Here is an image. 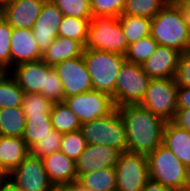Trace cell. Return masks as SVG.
I'll return each mask as SVG.
<instances>
[{"instance_id": "cell-1", "label": "cell", "mask_w": 190, "mask_h": 191, "mask_svg": "<svg viewBox=\"0 0 190 191\" xmlns=\"http://www.w3.org/2000/svg\"><path fill=\"white\" fill-rule=\"evenodd\" d=\"M126 129L127 151L148 155L162 144L165 121L140 104L118 107Z\"/></svg>"}, {"instance_id": "cell-2", "label": "cell", "mask_w": 190, "mask_h": 191, "mask_svg": "<svg viewBox=\"0 0 190 191\" xmlns=\"http://www.w3.org/2000/svg\"><path fill=\"white\" fill-rule=\"evenodd\" d=\"M150 35L161 46L177 49L181 53L190 51V30L177 3L169 1L151 19Z\"/></svg>"}, {"instance_id": "cell-3", "label": "cell", "mask_w": 190, "mask_h": 191, "mask_svg": "<svg viewBox=\"0 0 190 191\" xmlns=\"http://www.w3.org/2000/svg\"><path fill=\"white\" fill-rule=\"evenodd\" d=\"M82 55L91 76L93 90L113 98L119 71L126 61L124 55L92 48H84Z\"/></svg>"}, {"instance_id": "cell-4", "label": "cell", "mask_w": 190, "mask_h": 191, "mask_svg": "<svg viewBox=\"0 0 190 191\" xmlns=\"http://www.w3.org/2000/svg\"><path fill=\"white\" fill-rule=\"evenodd\" d=\"M147 160L151 180L169 189L189 187L187 167L165 145L161 144L148 154Z\"/></svg>"}, {"instance_id": "cell-5", "label": "cell", "mask_w": 190, "mask_h": 191, "mask_svg": "<svg viewBox=\"0 0 190 191\" xmlns=\"http://www.w3.org/2000/svg\"><path fill=\"white\" fill-rule=\"evenodd\" d=\"M87 144L106 145L127 151V137L124 121L118 108L109 115L81 124Z\"/></svg>"}, {"instance_id": "cell-6", "label": "cell", "mask_w": 190, "mask_h": 191, "mask_svg": "<svg viewBox=\"0 0 190 191\" xmlns=\"http://www.w3.org/2000/svg\"><path fill=\"white\" fill-rule=\"evenodd\" d=\"M128 46L118 17L111 15L92 16L89 23L88 41L84 48L125 55Z\"/></svg>"}, {"instance_id": "cell-7", "label": "cell", "mask_w": 190, "mask_h": 191, "mask_svg": "<svg viewBox=\"0 0 190 191\" xmlns=\"http://www.w3.org/2000/svg\"><path fill=\"white\" fill-rule=\"evenodd\" d=\"M151 78L142 65L125 61L115 84L113 102L116 108L127 104H139L145 96Z\"/></svg>"}, {"instance_id": "cell-8", "label": "cell", "mask_w": 190, "mask_h": 191, "mask_svg": "<svg viewBox=\"0 0 190 191\" xmlns=\"http://www.w3.org/2000/svg\"><path fill=\"white\" fill-rule=\"evenodd\" d=\"M177 90L174 78L151 79L139 104L165 122L173 121L177 112Z\"/></svg>"}, {"instance_id": "cell-9", "label": "cell", "mask_w": 190, "mask_h": 191, "mask_svg": "<svg viewBox=\"0 0 190 191\" xmlns=\"http://www.w3.org/2000/svg\"><path fill=\"white\" fill-rule=\"evenodd\" d=\"M114 169L118 191H141L150 179L147 155L144 154L120 152Z\"/></svg>"}, {"instance_id": "cell-10", "label": "cell", "mask_w": 190, "mask_h": 191, "mask_svg": "<svg viewBox=\"0 0 190 191\" xmlns=\"http://www.w3.org/2000/svg\"><path fill=\"white\" fill-rule=\"evenodd\" d=\"M7 181L18 191H52L42 159L30 153L9 174Z\"/></svg>"}, {"instance_id": "cell-11", "label": "cell", "mask_w": 190, "mask_h": 191, "mask_svg": "<svg viewBox=\"0 0 190 191\" xmlns=\"http://www.w3.org/2000/svg\"><path fill=\"white\" fill-rule=\"evenodd\" d=\"M64 102L81 124L105 117L116 109L113 98L97 90L70 96Z\"/></svg>"}, {"instance_id": "cell-12", "label": "cell", "mask_w": 190, "mask_h": 191, "mask_svg": "<svg viewBox=\"0 0 190 191\" xmlns=\"http://www.w3.org/2000/svg\"><path fill=\"white\" fill-rule=\"evenodd\" d=\"M54 69L62 82L65 98L93 90L83 55L62 61Z\"/></svg>"}, {"instance_id": "cell-13", "label": "cell", "mask_w": 190, "mask_h": 191, "mask_svg": "<svg viewBox=\"0 0 190 191\" xmlns=\"http://www.w3.org/2000/svg\"><path fill=\"white\" fill-rule=\"evenodd\" d=\"M51 68L52 66L41 59L18 64L9 73L24 93L42 94L47 98L48 71Z\"/></svg>"}, {"instance_id": "cell-14", "label": "cell", "mask_w": 190, "mask_h": 191, "mask_svg": "<svg viewBox=\"0 0 190 191\" xmlns=\"http://www.w3.org/2000/svg\"><path fill=\"white\" fill-rule=\"evenodd\" d=\"M62 18L63 14L59 8L51 0H46L32 28L41 53H44L58 36L59 25Z\"/></svg>"}, {"instance_id": "cell-15", "label": "cell", "mask_w": 190, "mask_h": 191, "mask_svg": "<svg viewBox=\"0 0 190 191\" xmlns=\"http://www.w3.org/2000/svg\"><path fill=\"white\" fill-rule=\"evenodd\" d=\"M46 0H16L2 7L1 16L12 28L32 29Z\"/></svg>"}, {"instance_id": "cell-16", "label": "cell", "mask_w": 190, "mask_h": 191, "mask_svg": "<svg viewBox=\"0 0 190 191\" xmlns=\"http://www.w3.org/2000/svg\"><path fill=\"white\" fill-rule=\"evenodd\" d=\"M119 155L120 151L115 148L106 145L87 144L76 161L78 178L86 172L115 167Z\"/></svg>"}, {"instance_id": "cell-17", "label": "cell", "mask_w": 190, "mask_h": 191, "mask_svg": "<svg viewBox=\"0 0 190 191\" xmlns=\"http://www.w3.org/2000/svg\"><path fill=\"white\" fill-rule=\"evenodd\" d=\"M180 55L177 49L158 45L142 67L151 79L174 78Z\"/></svg>"}, {"instance_id": "cell-18", "label": "cell", "mask_w": 190, "mask_h": 191, "mask_svg": "<svg viewBox=\"0 0 190 191\" xmlns=\"http://www.w3.org/2000/svg\"><path fill=\"white\" fill-rule=\"evenodd\" d=\"M11 68L25 63L42 59L32 29L13 28L11 34Z\"/></svg>"}, {"instance_id": "cell-19", "label": "cell", "mask_w": 190, "mask_h": 191, "mask_svg": "<svg viewBox=\"0 0 190 191\" xmlns=\"http://www.w3.org/2000/svg\"><path fill=\"white\" fill-rule=\"evenodd\" d=\"M42 162L53 185H72L78 181L76 162L60 150L43 158Z\"/></svg>"}, {"instance_id": "cell-20", "label": "cell", "mask_w": 190, "mask_h": 191, "mask_svg": "<svg viewBox=\"0 0 190 191\" xmlns=\"http://www.w3.org/2000/svg\"><path fill=\"white\" fill-rule=\"evenodd\" d=\"M162 144L171 150L186 166H190V132L182 129L172 121L166 122L163 130Z\"/></svg>"}, {"instance_id": "cell-21", "label": "cell", "mask_w": 190, "mask_h": 191, "mask_svg": "<svg viewBox=\"0 0 190 191\" xmlns=\"http://www.w3.org/2000/svg\"><path fill=\"white\" fill-rule=\"evenodd\" d=\"M29 154L23 138L0 135V165L9 174Z\"/></svg>"}, {"instance_id": "cell-22", "label": "cell", "mask_w": 190, "mask_h": 191, "mask_svg": "<svg viewBox=\"0 0 190 191\" xmlns=\"http://www.w3.org/2000/svg\"><path fill=\"white\" fill-rule=\"evenodd\" d=\"M84 46L77 40L57 36L52 44L42 53V60L54 67L70 58L81 56Z\"/></svg>"}, {"instance_id": "cell-23", "label": "cell", "mask_w": 190, "mask_h": 191, "mask_svg": "<svg viewBox=\"0 0 190 191\" xmlns=\"http://www.w3.org/2000/svg\"><path fill=\"white\" fill-rule=\"evenodd\" d=\"M78 182L91 191H113L117 189L114 167L82 174Z\"/></svg>"}, {"instance_id": "cell-24", "label": "cell", "mask_w": 190, "mask_h": 191, "mask_svg": "<svg viewBox=\"0 0 190 191\" xmlns=\"http://www.w3.org/2000/svg\"><path fill=\"white\" fill-rule=\"evenodd\" d=\"M26 117L22 107L0 109V135L23 138Z\"/></svg>"}, {"instance_id": "cell-25", "label": "cell", "mask_w": 190, "mask_h": 191, "mask_svg": "<svg viewBox=\"0 0 190 191\" xmlns=\"http://www.w3.org/2000/svg\"><path fill=\"white\" fill-rule=\"evenodd\" d=\"M24 94L9 71L0 72V109L21 107Z\"/></svg>"}, {"instance_id": "cell-26", "label": "cell", "mask_w": 190, "mask_h": 191, "mask_svg": "<svg viewBox=\"0 0 190 191\" xmlns=\"http://www.w3.org/2000/svg\"><path fill=\"white\" fill-rule=\"evenodd\" d=\"M53 129L61 134L81 129L78 117L71 111L65 102L53 103L50 113Z\"/></svg>"}, {"instance_id": "cell-27", "label": "cell", "mask_w": 190, "mask_h": 191, "mask_svg": "<svg viewBox=\"0 0 190 191\" xmlns=\"http://www.w3.org/2000/svg\"><path fill=\"white\" fill-rule=\"evenodd\" d=\"M118 18L128 45L150 35L151 19L126 14L120 15Z\"/></svg>"}, {"instance_id": "cell-28", "label": "cell", "mask_w": 190, "mask_h": 191, "mask_svg": "<svg viewBox=\"0 0 190 191\" xmlns=\"http://www.w3.org/2000/svg\"><path fill=\"white\" fill-rule=\"evenodd\" d=\"M25 132L23 140L28 149L34 146L38 141L49 135L53 130V124L50 116H32L26 117Z\"/></svg>"}, {"instance_id": "cell-29", "label": "cell", "mask_w": 190, "mask_h": 191, "mask_svg": "<svg viewBox=\"0 0 190 191\" xmlns=\"http://www.w3.org/2000/svg\"><path fill=\"white\" fill-rule=\"evenodd\" d=\"M90 21L91 19L63 16L58 36L77 40L85 47L88 41Z\"/></svg>"}, {"instance_id": "cell-30", "label": "cell", "mask_w": 190, "mask_h": 191, "mask_svg": "<svg viewBox=\"0 0 190 191\" xmlns=\"http://www.w3.org/2000/svg\"><path fill=\"white\" fill-rule=\"evenodd\" d=\"M171 0H126L122 14L153 19Z\"/></svg>"}, {"instance_id": "cell-31", "label": "cell", "mask_w": 190, "mask_h": 191, "mask_svg": "<svg viewBox=\"0 0 190 191\" xmlns=\"http://www.w3.org/2000/svg\"><path fill=\"white\" fill-rule=\"evenodd\" d=\"M158 45L159 44L154 38L149 35L137 42L131 43L128 46L124 57L128 62L143 65V63L155 52Z\"/></svg>"}, {"instance_id": "cell-32", "label": "cell", "mask_w": 190, "mask_h": 191, "mask_svg": "<svg viewBox=\"0 0 190 191\" xmlns=\"http://www.w3.org/2000/svg\"><path fill=\"white\" fill-rule=\"evenodd\" d=\"M52 105L42 94L25 93L21 107L25 117L50 116Z\"/></svg>"}, {"instance_id": "cell-33", "label": "cell", "mask_w": 190, "mask_h": 191, "mask_svg": "<svg viewBox=\"0 0 190 191\" xmlns=\"http://www.w3.org/2000/svg\"><path fill=\"white\" fill-rule=\"evenodd\" d=\"M87 142L81 130L62 135L60 151L75 162L85 150Z\"/></svg>"}, {"instance_id": "cell-34", "label": "cell", "mask_w": 190, "mask_h": 191, "mask_svg": "<svg viewBox=\"0 0 190 191\" xmlns=\"http://www.w3.org/2000/svg\"><path fill=\"white\" fill-rule=\"evenodd\" d=\"M62 12L63 16H70L83 19H91L90 0H51Z\"/></svg>"}, {"instance_id": "cell-35", "label": "cell", "mask_w": 190, "mask_h": 191, "mask_svg": "<svg viewBox=\"0 0 190 191\" xmlns=\"http://www.w3.org/2000/svg\"><path fill=\"white\" fill-rule=\"evenodd\" d=\"M62 135L57 130L53 129L49 135L38 141L34 146L29 149L32 156L43 159L50 154L60 150Z\"/></svg>"}, {"instance_id": "cell-36", "label": "cell", "mask_w": 190, "mask_h": 191, "mask_svg": "<svg viewBox=\"0 0 190 191\" xmlns=\"http://www.w3.org/2000/svg\"><path fill=\"white\" fill-rule=\"evenodd\" d=\"M13 28L1 16L0 17V72L11 69V34Z\"/></svg>"}, {"instance_id": "cell-37", "label": "cell", "mask_w": 190, "mask_h": 191, "mask_svg": "<svg viewBox=\"0 0 190 191\" xmlns=\"http://www.w3.org/2000/svg\"><path fill=\"white\" fill-rule=\"evenodd\" d=\"M93 16L111 15L119 17L122 15L126 0H90Z\"/></svg>"}, {"instance_id": "cell-38", "label": "cell", "mask_w": 190, "mask_h": 191, "mask_svg": "<svg viewBox=\"0 0 190 191\" xmlns=\"http://www.w3.org/2000/svg\"><path fill=\"white\" fill-rule=\"evenodd\" d=\"M47 99L52 103L64 102L65 99L62 82L54 67L48 71Z\"/></svg>"}, {"instance_id": "cell-39", "label": "cell", "mask_w": 190, "mask_h": 191, "mask_svg": "<svg viewBox=\"0 0 190 191\" xmlns=\"http://www.w3.org/2000/svg\"><path fill=\"white\" fill-rule=\"evenodd\" d=\"M174 79L178 87H190V51L181 53Z\"/></svg>"}, {"instance_id": "cell-40", "label": "cell", "mask_w": 190, "mask_h": 191, "mask_svg": "<svg viewBox=\"0 0 190 191\" xmlns=\"http://www.w3.org/2000/svg\"><path fill=\"white\" fill-rule=\"evenodd\" d=\"M172 122L178 127L190 132V109H177Z\"/></svg>"}, {"instance_id": "cell-41", "label": "cell", "mask_w": 190, "mask_h": 191, "mask_svg": "<svg viewBox=\"0 0 190 191\" xmlns=\"http://www.w3.org/2000/svg\"><path fill=\"white\" fill-rule=\"evenodd\" d=\"M177 109H190V87H178Z\"/></svg>"}, {"instance_id": "cell-42", "label": "cell", "mask_w": 190, "mask_h": 191, "mask_svg": "<svg viewBox=\"0 0 190 191\" xmlns=\"http://www.w3.org/2000/svg\"><path fill=\"white\" fill-rule=\"evenodd\" d=\"M52 191H91V190L82 186L78 181H76L72 185H54Z\"/></svg>"}, {"instance_id": "cell-43", "label": "cell", "mask_w": 190, "mask_h": 191, "mask_svg": "<svg viewBox=\"0 0 190 191\" xmlns=\"http://www.w3.org/2000/svg\"><path fill=\"white\" fill-rule=\"evenodd\" d=\"M141 191H176V189H169L159 182L149 179Z\"/></svg>"}, {"instance_id": "cell-44", "label": "cell", "mask_w": 190, "mask_h": 191, "mask_svg": "<svg viewBox=\"0 0 190 191\" xmlns=\"http://www.w3.org/2000/svg\"><path fill=\"white\" fill-rule=\"evenodd\" d=\"M180 5V8L183 12L184 19L190 30V2L177 3Z\"/></svg>"}, {"instance_id": "cell-45", "label": "cell", "mask_w": 190, "mask_h": 191, "mask_svg": "<svg viewBox=\"0 0 190 191\" xmlns=\"http://www.w3.org/2000/svg\"><path fill=\"white\" fill-rule=\"evenodd\" d=\"M0 191H18L8 181L3 182L0 185Z\"/></svg>"}, {"instance_id": "cell-46", "label": "cell", "mask_w": 190, "mask_h": 191, "mask_svg": "<svg viewBox=\"0 0 190 191\" xmlns=\"http://www.w3.org/2000/svg\"><path fill=\"white\" fill-rule=\"evenodd\" d=\"M16 0H0V6L3 7L4 5L11 3Z\"/></svg>"}, {"instance_id": "cell-47", "label": "cell", "mask_w": 190, "mask_h": 191, "mask_svg": "<svg viewBox=\"0 0 190 191\" xmlns=\"http://www.w3.org/2000/svg\"><path fill=\"white\" fill-rule=\"evenodd\" d=\"M0 177H8V174L3 170L1 165H0Z\"/></svg>"}, {"instance_id": "cell-48", "label": "cell", "mask_w": 190, "mask_h": 191, "mask_svg": "<svg viewBox=\"0 0 190 191\" xmlns=\"http://www.w3.org/2000/svg\"><path fill=\"white\" fill-rule=\"evenodd\" d=\"M174 3H184V2H190V0H171Z\"/></svg>"}, {"instance_id": "cell-49", "label": "cell", "mask_w": 190, "mask_h": 191, "mask_svg": "<svg viewBox=\"0 0 190 191\" xmlns=\"http://www.w3.org/2000/svg\"><path fill=\"white\" fill-rule=\"evenodd\" d=\"M7 178H8V177H0V185H1L3 182L7 181Z\"/></svg>"}, {"instance_id": "cell-50", "label": "cell", "mask_w": 190, "mask_h": 191, "mask_svg": "<svg viewBox=\"0 0 190 191\" xmlns=\"http://www.w3.org/2000/svg\"><path fill=\"white\" fill-rule=\"evenodd\" d=\"M176 191H190V187H186V188H183V189H178Z\"/></svg>"}, {"instance_id": "cell-51", "label": "cell", "mask_w": 190, "mask_h": 191, "mask_svg": "<svg viewBox=\"0 0 190 191\" xmlns=\"http://www.w3.org/2000/svg\"><path fill=\"white\" fill-rule=\"evenodd\" d=\"M187 169H188V179H189V187H190V166H188Z\"/></svg>"}]
</instances>
